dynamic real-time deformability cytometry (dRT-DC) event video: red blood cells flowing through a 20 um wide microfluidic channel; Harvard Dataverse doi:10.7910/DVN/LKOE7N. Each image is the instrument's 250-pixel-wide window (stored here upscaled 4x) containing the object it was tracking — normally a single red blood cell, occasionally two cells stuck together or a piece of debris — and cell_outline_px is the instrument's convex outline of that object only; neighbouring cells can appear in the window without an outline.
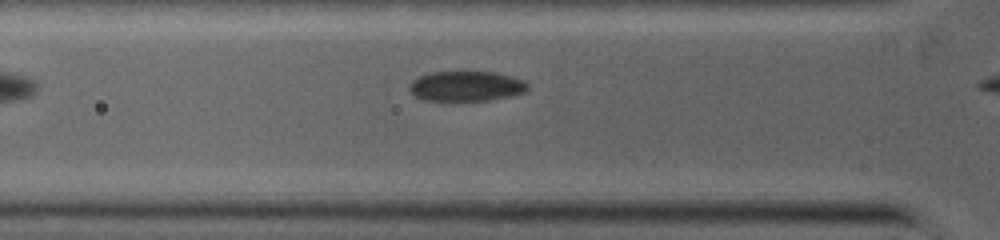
{"species": "common noctule bat (a hibernating species)", "species_latin": "Nyctalus noctula", "temperature_condition": "warm", "stored_images_in_passage": 9, "camera_frame_rate_fps": 5000, "um_per_image_px": 0.085, "animal": {"sex": "female", "body_mass_g": 19.0, "forearm_length_mm": 53.3}, "frame": {"image": 1, "passage_image": 2, "time_ms": 0.4, "image_size_px": [1000, 240], "cell_outline_px": [[528, 88], [524, 92], [508, 96], [488, 100], [424, 100], [416, 96], [408, 88], [408, 84], [412, 80], [420, 76], [432, 72], [496, 72], [524, 80], [528, 84]], "centroid_in_image_um": [39.61, 7.31], "position_along_channel_um": 86.2, "area_um2": 20.52}}